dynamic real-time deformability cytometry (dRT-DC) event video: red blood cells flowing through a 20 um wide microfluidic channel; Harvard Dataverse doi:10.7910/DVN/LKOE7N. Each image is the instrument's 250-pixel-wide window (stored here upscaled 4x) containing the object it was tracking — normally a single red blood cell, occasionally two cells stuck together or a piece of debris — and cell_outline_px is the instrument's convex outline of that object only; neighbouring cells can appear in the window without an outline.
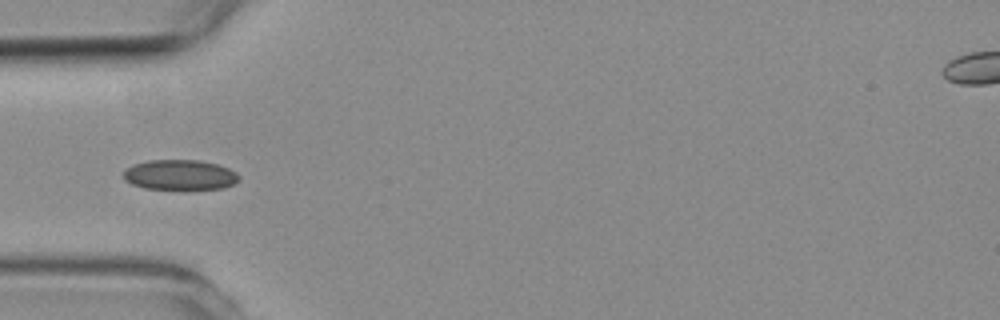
{"species": "common noctule bat (a hibernating species)", "species_latin": "Nyctalus noctula", "temperature_condition": "room temperature", "stored_images_in_passage": 5, "camera_frame_rate_fps": 3000, "um_per_image_px": 0.085, "animal": {"sex": "female", "body_mass_g": 19.3, "forearm_length_mm": 54.1}, "frame": {"image": 1, "passage_image": 5, "time_ms": 4.667, "image_size_px": [1000, 320], "cell_outline_px": [[240, 180], [224, 188], [144, 188], [132, 184], [124, 180], [124, 168], [132, 164], [148, 160], [200, 160], [220, 164], [236, 172], [240, 176]], "centroid_in_image_um": [15.29, 14.84], "position_along_channel_um": 69.7, "area_um2": 20.29}}